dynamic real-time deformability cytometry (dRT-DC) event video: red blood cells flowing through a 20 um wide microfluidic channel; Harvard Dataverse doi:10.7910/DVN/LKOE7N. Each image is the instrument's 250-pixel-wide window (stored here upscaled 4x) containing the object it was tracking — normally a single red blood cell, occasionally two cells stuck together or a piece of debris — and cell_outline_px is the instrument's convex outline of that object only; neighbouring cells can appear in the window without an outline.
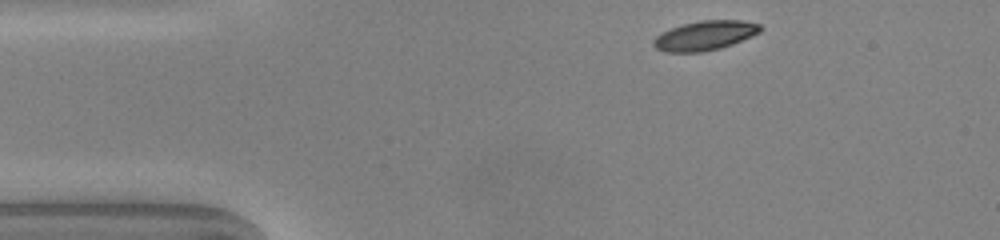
{"species": "common noctule bat (a hibernating species)", "species_latin": "Nyctalus noctula", "temperature_condition": "warm", "stored_images_in_passage": 43, "camera_frame_rate_fps": 3000, "um_per_image_px": 0.085, "animal": {"sex": "male", "body_mass_g": 20.0, "forearm_length_mm": 53.3}, "frame": {"image": 1, "passage_image": 1, "time_ms": 0.0, "image_size_px": [1000, 240], "cell_outline_px": [[764, 28], [760, 32], [752, 36], [732, 44], [720, 48], [704, 52], [664, 52], [656, 48], [652, 44], [652, 40], [656, 36], [672, 28], [684, 24], [700, 20], [744, 20], [760, 24]], "centroid_in_image_um": [59.94, 3.02], "position_along_channel_um": 25.1, "area_um2": 18.38}}
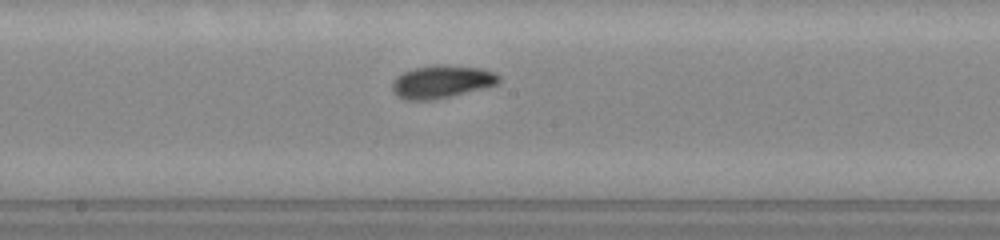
{"frame": {"image": 2, "passage_image": 19, "time_ms": 6.0, "image_size_px": [1000, 240], "cell_outline_px": [[500, 84], [432, 100], [404, 100], [396, 96], [392, 88], [392, 84], [396, 76], [412, 68], [436, 64], [444, 64], [480, 68], [492, 72], [500, 76]], "centroid_in_image_um": [37.52, 6.94], "position_along_channel_um": 210.7, "area_um2": 20.46}}
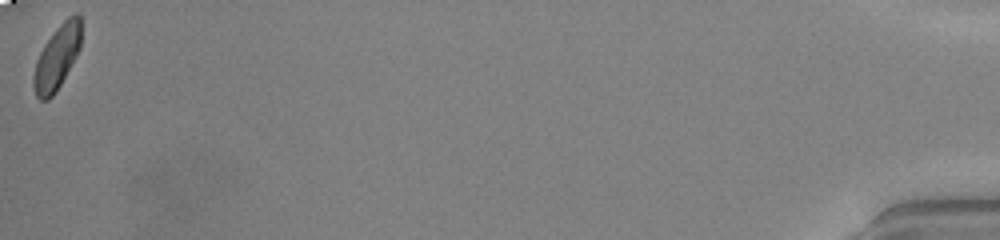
{"frame": {"image": 3, "passage_image": 43, "time_ms": 14.0, "image_size_px": [1000, 240], "cell_outline_px": [[80, 48], [76, 56], [56, 92], [48, 100], [40, 100], [36, 96], [32, 84], [32, 76], [36, 60], [44, 44], [56, 28], [68, 16], [76, 12], [80, 16]], "centroid_in_image_um": [4.81, 4.89], "position_along_channel_um": 430.4, "area_um2": 17.74}, "authors_computed_cell_mechanics": {"area_um2": 18.3804, "velocity_mm_per_s": 4.0621, "shape_relaxation_time_tau1_ms": 2.0578, "shape_relaxation_time_tau2_ms": null, "deformation_change_tau1": 0.1165, "deformation_change_tau2": null}}